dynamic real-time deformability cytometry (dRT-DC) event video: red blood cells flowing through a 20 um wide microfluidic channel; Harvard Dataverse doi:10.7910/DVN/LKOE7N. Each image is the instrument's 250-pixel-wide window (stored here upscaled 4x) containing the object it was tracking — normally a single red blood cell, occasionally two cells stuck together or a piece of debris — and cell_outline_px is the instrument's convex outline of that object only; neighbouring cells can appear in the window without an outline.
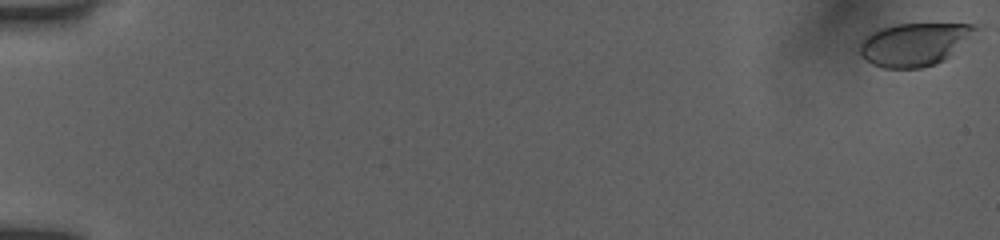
{"species": "human", "species_latin": "Homo sapiens", "temperature_condition": "room temperature", "stored_images_in_passage": 55, "camera_frame_rate_fps": 3000, "um_per_image_px": 0.085, "donor": {"sex": "female"}, "frame": {"image": 1, "passage_image": 1, "time_ms": 0.0, "image_size_px": [1000, 240], "cell_outline_px": [[980, 28], [944, 60], [936, 64], [920, 68], [884, 68], [872, 64], [864, 60], [860, 52], [860, 44], [864, 36], [880, 28], [896, 24], [976, 24]], "centroid_in_image_um": [77.69, 3.76], "position_along_channel_um": 7.3, "area_um2": 28.78}}
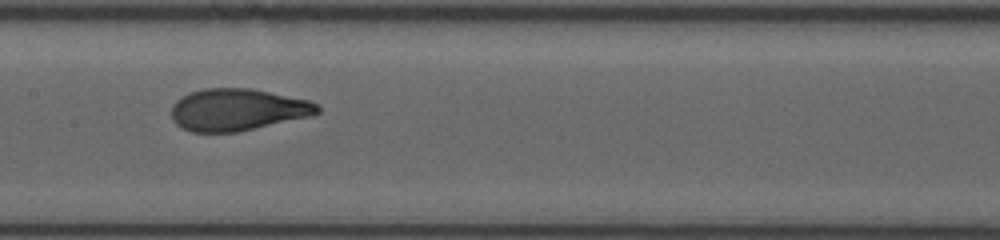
{"frame": {"image": 2, "passage_image": 30, "time_ms": 9.667, "image_size_px": [1000, 240], "cell_outline_px": [[320, 112], [312, 116], [236, 132], [192, 132], [180, 128], [172, 120], [172, 104], [180, 96], [188, 92], [204, 88], [248, 88], [312, 100], [320, 104]], "centroid_in_image_um": [20.19, 9.32], "position_along_channel_um": 187.2, "area_um2": 36.13}}
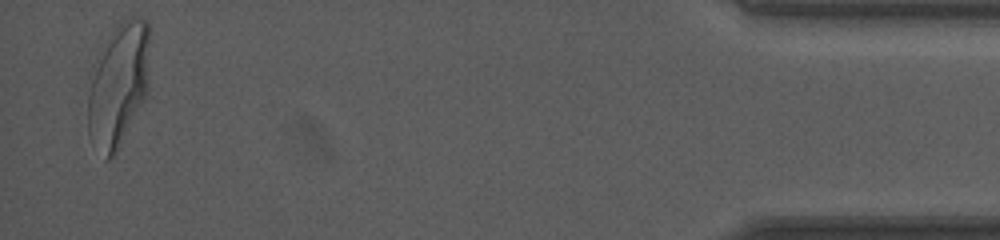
{"frame": {"image": 3, "passage_image": 54, "time_ms": 17.667, "image_size_px": [1000, 240], "cell_outline_px": [[148, 88], [144, 96], [112, 156], [108, 160], [104, 160], [88, 136], [88, 96], [92, 80], [104, 40], [124, 20], [136, 16], [148, 20]], "centroid_in_image_um": [10.05, 7.18], "position_along_channel_um": 425.2, "area_um2": 42.89}, "authors_computed_cell_mechanics": {"area_um2": 35.8938, "velocity_mm_per_s": 3.8995, "shape_relaxation_time_tau1_ms": 5.2815, "shape_relaxation_time_tau2_ms": null, "deformation_change_tau1": 0.2218, "deformation_change_tau2": null}}